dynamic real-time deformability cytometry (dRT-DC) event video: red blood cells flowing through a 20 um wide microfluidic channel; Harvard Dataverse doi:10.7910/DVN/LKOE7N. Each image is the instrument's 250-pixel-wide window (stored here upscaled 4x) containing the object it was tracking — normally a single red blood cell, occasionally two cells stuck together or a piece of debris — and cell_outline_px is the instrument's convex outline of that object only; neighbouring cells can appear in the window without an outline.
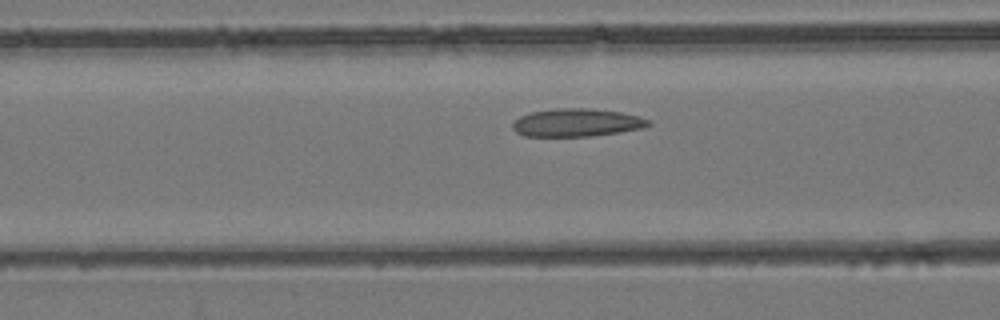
{"species": "common noctule bat (a hibernating species)", "species_latin": "Nyctalus noctula", "temperature_condition": "room temperature", "stored_images_in_passage": 38, "camera_frame_rate_fps": 3000, "um_per_image_px": 0.085, "animal": {"sex": "female", "body_mass_g": 24.6, "forearm_length_mm": 56.2}, "frame": {"image": 1, "passage_image": 12, "time_ms": 3.667, "image_size_px": [1000, 320], "cell_outline_px": [[652, 124], [644, 128], [620, 132], [592, 136], [524, 136], [516, 132], [512, 128], [512, 124], [520, 116], [532, 112], [556, 108], [592, 108], [620, 112], [640, 116], [652, 120]], "centroid_in_image_um": [49.07, 10.42], "position_along_channel_um": 117.5, "area_um2": 22.31}}
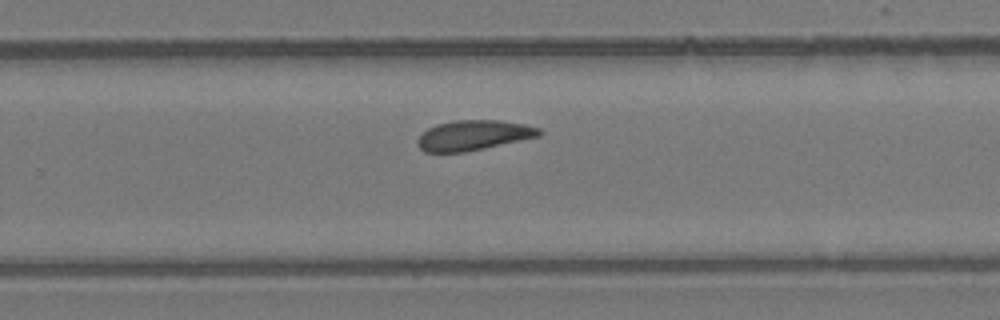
{"frame": {"image": 2, "passage_image": 23, "time_ms": 7.333, "image_size_px": [1000, 320], "cell_outline_px": [[544, 132], [540, 136], [484, 148], [464, 152], [424, 152], [416, 144], [416, 140], [428, 128], [436, 124], [452, 120], [500, 120], [524, 124], [540, 128]], "centroid_in_image_um": [40.25, 11.49], "position_along_channel_um": 289.6, "area_um2": 21.39}}
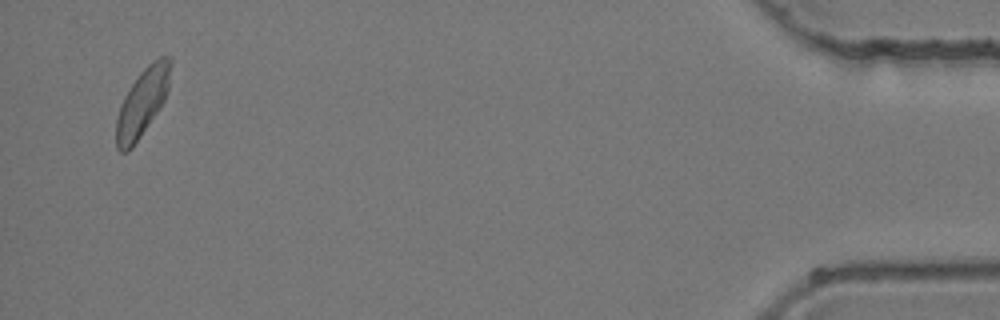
{"frame": {"image": 3, "passage_image": 37, "time_ms": 12.0, "image_size_px": [1000, 320], "cell_outline_px": [[172, 64], [168, 92], [160, 108], [132, 148], [128, 152], [120, 152], [116, 148], [116, 120], [120, 104], [124, 96], [140, 72], [148, 64], [160, 56], [168, 56], [172, 60]], "centroid_in_image_um": [12.11, 8.7], "position_along_channel_um": 423.1, "area_um2": 21.5}}